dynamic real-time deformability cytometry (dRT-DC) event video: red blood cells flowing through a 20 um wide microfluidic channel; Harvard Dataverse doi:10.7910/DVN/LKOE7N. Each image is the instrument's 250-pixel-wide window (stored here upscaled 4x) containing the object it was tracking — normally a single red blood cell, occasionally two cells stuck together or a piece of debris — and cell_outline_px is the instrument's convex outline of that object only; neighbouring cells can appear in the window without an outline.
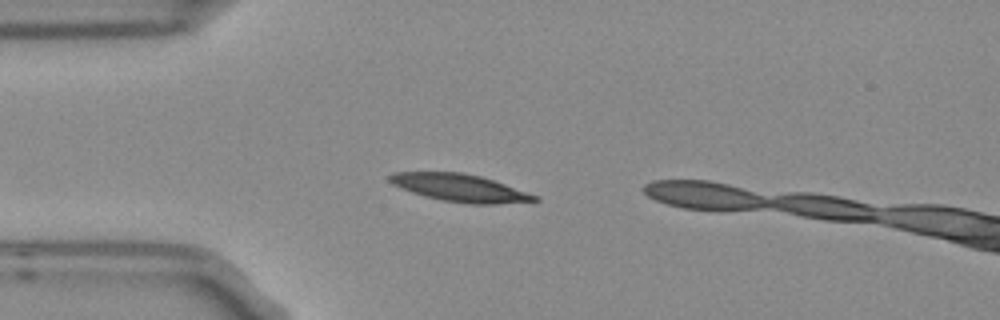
{"species": "Egyptian fruit bat (a non-hibernating species)", "species_latin": "Rousettus aegyptiacus", "temperature_condition": "room temperature", "stored_images_in_passage": 4, "camera_frame_rate_fps": 3000, "um_per_image_px": 0.085, "frame": {"image": 1, "passage_image": 3, "time_ms": 0.667, "image_size_px": [1000, 320], "cell_outline_px": [[540, 200], [496, 204], [472, 204], [440, 200], [424, 196], [412, 192], [392, 184], [388, 180], [388, 176], [392, 172], [460, 172], [480, 176], [540, 196]], "centroid_in_image_um": [39.08, 15.97], "position_along_channel_um": 45.9, "area_um2": 23.12}}